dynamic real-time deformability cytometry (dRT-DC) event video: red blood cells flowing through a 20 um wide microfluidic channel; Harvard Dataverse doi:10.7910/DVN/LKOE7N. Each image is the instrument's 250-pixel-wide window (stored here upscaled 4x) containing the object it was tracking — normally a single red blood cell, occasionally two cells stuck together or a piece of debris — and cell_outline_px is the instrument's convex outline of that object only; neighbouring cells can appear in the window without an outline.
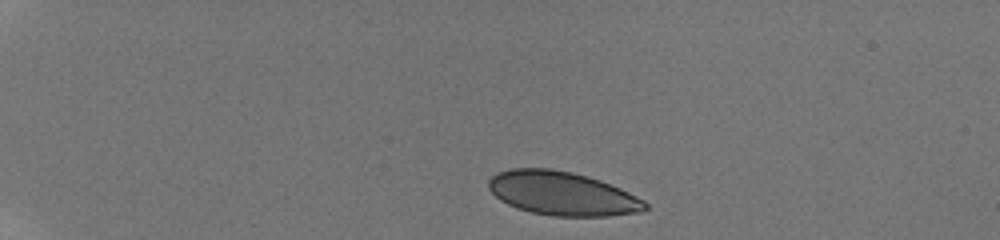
{"species": "human", "species_latin": "Homo sapiens", "temperature_condition": "room temperature", "stored_images_in_passage": 21, "camera_frame_rate_fps": 3000, "um_per_image_px": 0.085, "donor": {"sex": "male"}, "frame": {"image": 1, "passage_image": 1, "time_ms": 0.0, "image_size_px": [1000, 240], "cell_outline_px": [[648, 208], [640, 212], [608, 216], [552, 216], [532, 212], [516, 208], [500, 200], [488, 188], [488, 180], [496, 172], [512, 168], [552, 168], [572, 172], [588, 176], [600, 180], [620, 188], [644, 200], [648, 204]], "centroid_in_image_um": [47.78, 16.44], "position_along_channel_um": 37.2, "area_um2": 40.06}}
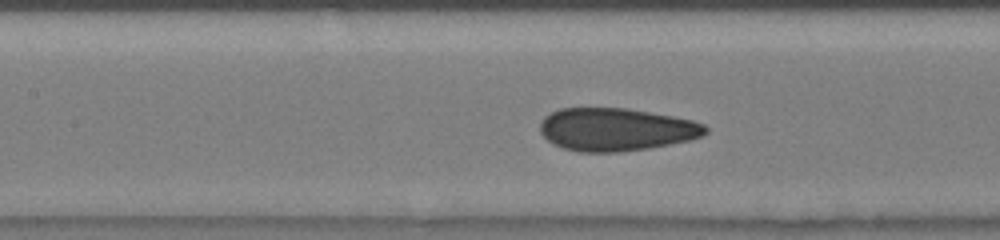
{"frame": {"image": 2, "passage_image": 11, "time_ms": 5.333, "image_size_px": [1000, 240], "cell_outline_px": [[708, 132], [704, 136], [688, 140], [648, 148], [620, 152], [580, 152], [564, 148], [552, 144], [540, 132], [540, 124], [544, 116], [560, 108], [624, 108], [672, 116], [692, 120], [704, 124], [708, 128]], "centroid_in_image_um": [52.36, 11.0], "position_along_channel_um": 155.0, "area_um2": 41.21}}
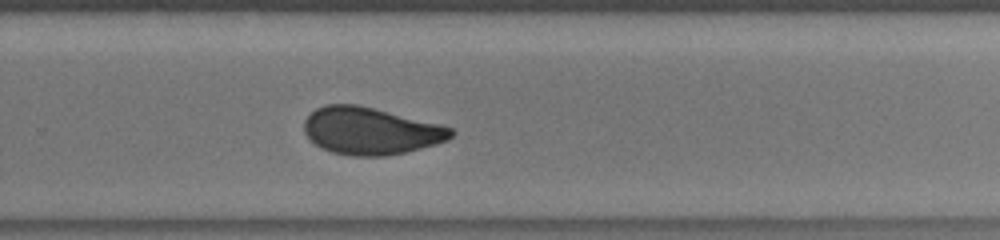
{"frame": {"image": 3, "passage_image": 20, "time_ms": 9.0, "image_size_px": [1000, 240], "cell_outline_px": [[456, 132], [448, 140], [436, 144], [404, 152], [384, 156], [352, 156], [332, 152], [320, 148], [304, 132], [304, 120], [316, 108], [328, 104], [360, 104], [452, 128]], "centroid_in_image_um": [31.48, 11.13], "position_along_channel_um": 298.3, "area_um2": 40.17}}